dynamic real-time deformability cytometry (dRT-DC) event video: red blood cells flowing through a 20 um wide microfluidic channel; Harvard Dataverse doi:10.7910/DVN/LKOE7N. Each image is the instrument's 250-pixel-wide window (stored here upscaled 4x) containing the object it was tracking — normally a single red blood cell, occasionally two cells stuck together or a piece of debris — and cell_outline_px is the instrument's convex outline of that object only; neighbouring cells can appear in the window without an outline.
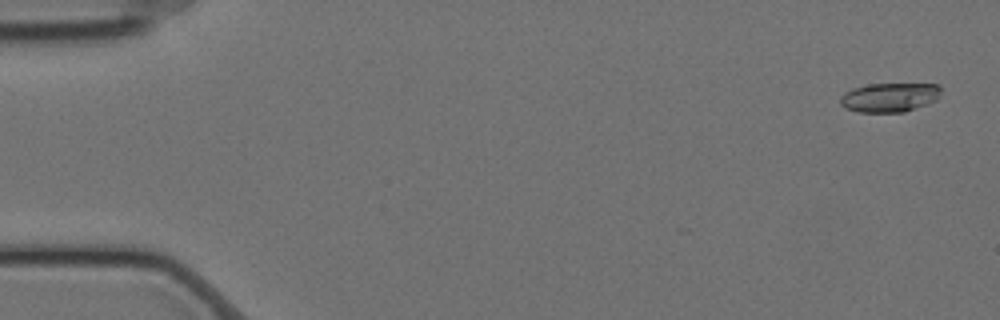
{"species": "Egyptian fruit bat (a non-hibernating species)", "species_latin": "Rousettus aegyptiacus", "temperature_condition": "cold", "stored_images_in_passage": 46, "camera_frame_rate_fps": 3000, "um_per_image_px": 0.085, "animal": {"sex": "female"}, "frame": {"image": 1, "passage_image": 3, "time_ms": 0.667, "image_size_px": [1000, 320], "cell_outline_px": [[940, 92], [936, 100], [928, 104], [904, 112], [860, 112], [844, 108], [840, 104], [840, 96], [844, 92], [852, 88], [868, 84], [936, 84], [940, 88]], "centroid_in_image_um": [75.57, 8.28], "position_along_channel_um": 9.4, "area_um2": 17.17}}
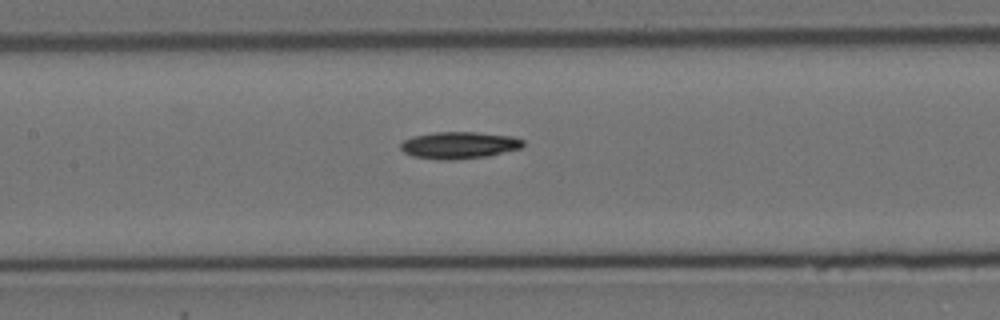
{"frame": {"image": 2, "passage_image": 28, "time_ms": 9.0, "image_size_px": [1000, 320], "cell_outline_px": [[524, 144], [520, 148], [488, 156], [452, 160], [440, 160], [412, 156], [404, 152], [400, 148], [400, 144], [404, 140], [412, 136], [436, 132], [472, 132], [512, 136], [524, 140]], "centroid_in_image_um": [39.0, 12.34], "position_along_channel_um": 168.4, "area_um2": 19.19}}
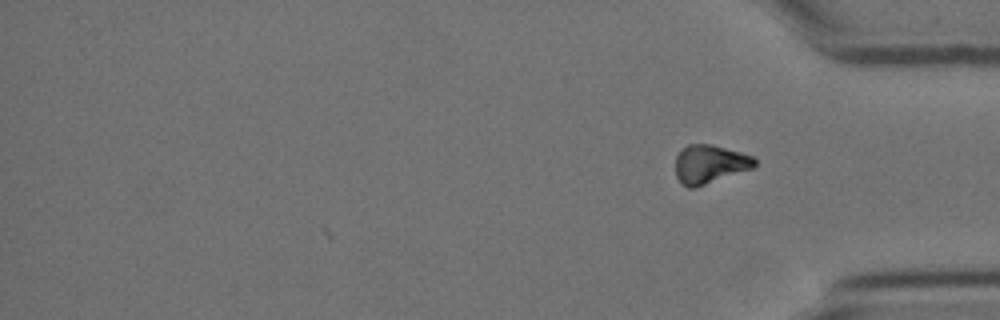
{"frame": {"image": 3, "passage_image": 46, "time_ms": 15.0, "image_size_px": [1000, 320], "cell_outline_px": [[756, 164], [752, 168], [696, 188], [688, 188], [676, 176], [676, 156], [680, 148], [688, 144], [712, 144], [740, 152], [752, 156], [756, 160]], "centroid_in_image_um": [60.3, 13.94], "position_along_channel_um": 374.9, "area_um2": 17.8}, "authors_computed_cell_mechanics": {"area_um2": 18.0625, "velocity_mm_per_s": 3.5144, "shape_relaxation_time_tau1_ms": 7.2919, "shape_relaxation_time_tau2_ms": null, "deformation_change_tau1": 0.1211, "deformation_change_tau2": null}}